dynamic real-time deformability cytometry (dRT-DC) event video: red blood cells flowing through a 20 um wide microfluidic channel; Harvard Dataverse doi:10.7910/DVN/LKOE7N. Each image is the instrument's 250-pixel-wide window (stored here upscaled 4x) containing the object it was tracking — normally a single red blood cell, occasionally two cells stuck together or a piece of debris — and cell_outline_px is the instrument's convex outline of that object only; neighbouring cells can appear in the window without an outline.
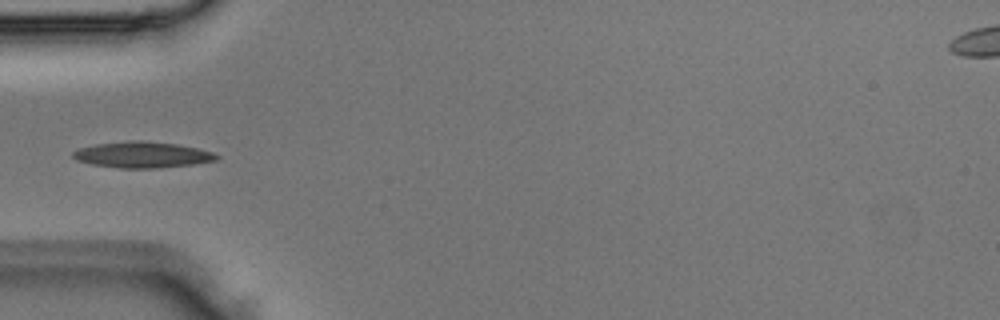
{"species": "Egyptian fruit bat (a non-hibernating species)", "species_latin": "Rousettus aegyptiacus", "temperature_condition": "room temperature", "stored_images_in_passage": 3, "camera_frame_rate_fps": 3000, "um_per_image_px": 0.085, "animal": {"sex": "male"}, "frame": {"image": 1, "passage_image": 3, "time_ms": 0.667, "image_size_px": [1000, 320], "cell_outline_px": [[220, 156], [216, 160], [192, 164], [156, 168], [120, 168], [92, 164], [76, 160], [72, 156], [72, 152], [80, 148], [96, 144], [128, 140], [144, 140], [176, 144], [196, 148], [212, 152]], "centroid_in_image_um": [12.07, 13.15], "position_along_channel_um": 72.9, "area_um2": 21.68}}